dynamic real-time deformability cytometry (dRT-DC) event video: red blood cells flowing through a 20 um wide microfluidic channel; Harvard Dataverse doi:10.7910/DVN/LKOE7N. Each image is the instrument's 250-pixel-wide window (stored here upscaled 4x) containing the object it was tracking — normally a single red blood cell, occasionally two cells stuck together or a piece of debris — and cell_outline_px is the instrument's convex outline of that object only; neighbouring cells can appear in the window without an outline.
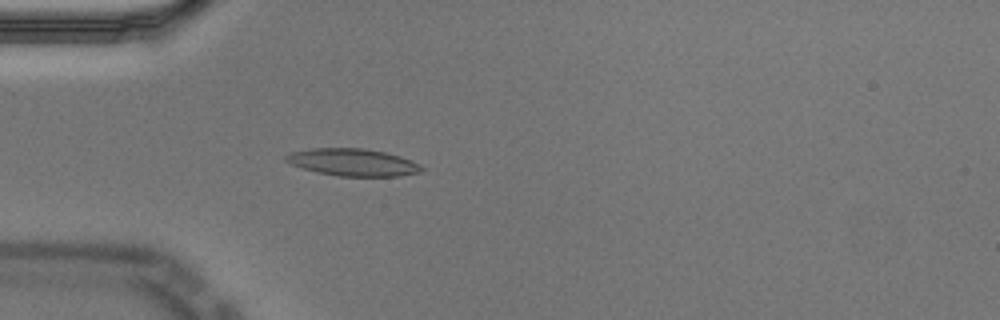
{"species": "Egyptian fruit bat (a non-hibernating species)", "species_latin": "Rousettus aegyptiacus", "temperature_condition": "cold", "stored_images_in_passage": 57, "camera_frame_rate_fps": 3000, "um_per_image_px": 0.085, "animal": {"sex": "male"}, "frame": {"image": 1, "passage_image": 17, "time_ms": 5.333, "image_size_px": [1000, 320], "cell_outline_px": [[424, 168], [420, 172], [400, 176], [336, 176], [316, 172], [288, 164], [284, 160], [284, 156], [288, 152], [312, 148], [364, 148], [384, 152], [400, 156], [420, 164]], "centroid_in_image_um": [29.93, 13.79], "position_along_channel_um": 55.1, "area_um2": 21.79}}
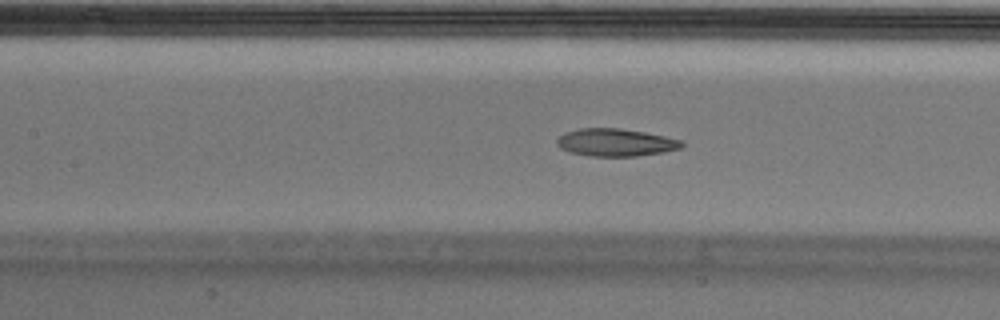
{"frame": {"image": 2, "passage_image": 26, "time_ms": 8.333, "image_size_px": [1000, 320], "cell_outline_px": [[684, 144], [680, 148], [664, 152], [636, 156], [592, 156], [572, 152], [560, 148], [556, 144], [556, 140], [564, 132], [580, 128], [620, 128], [644, 132], [664, 136], [680, 140]], "centroid_in_image_um": [52.31, 12.1], "position_along_channel_um": 155.1, "area_um2": 19.94}}
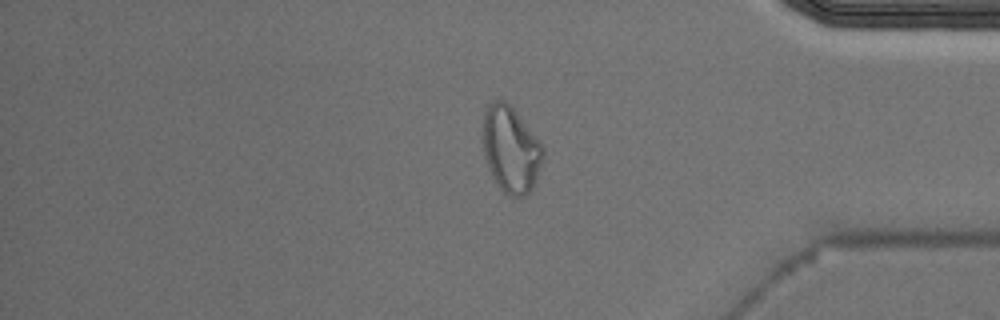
{"frame": {"image": 3, "passage_image": 48, "time_ms": 15.667, "image_size_px": [1000, 320], "cell_outline_px": [[544, 156], [536, 184], [524, 196], [508, 196], [496, 184], [488, 168], [484, 156], [480, 136], [480, 128], [484, 112], [488, 104], [492, 100], [504, 100], [516, 112], [544, 148]], "centroid_in_image_um": [43.37, 12.7], "position_along_channel_um": 391.8, "area_um2": 30.81}, "authors_computed_cell_mechanics": {"area_um2": 21.0392, "velocity_mm_per_s": 3.5225, "shape_relaxation_time_tau1_ms": null, "shape_relaxation_time_tau2_ms": 2.9064, "deformation_change_tau1": null, "deformation_change_tau2": 0.0998}}